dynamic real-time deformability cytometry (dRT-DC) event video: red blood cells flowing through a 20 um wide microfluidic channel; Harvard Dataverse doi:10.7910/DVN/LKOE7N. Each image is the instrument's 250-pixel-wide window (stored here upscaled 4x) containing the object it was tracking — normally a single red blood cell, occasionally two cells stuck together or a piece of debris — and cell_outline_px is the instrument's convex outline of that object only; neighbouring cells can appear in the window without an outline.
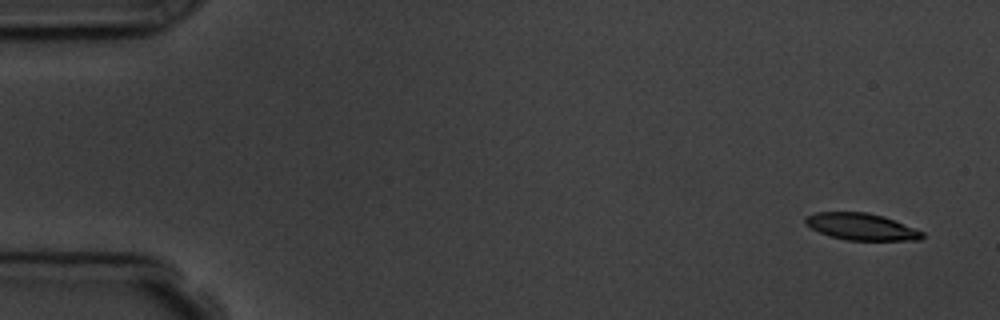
{"species": "common noctule bat (a hibernating species)", "species_latin": "Nyctalus noctula", "temperature_condition": "room temperature", "stored_images_in_passage": 6, "camera_frame_rate_fps": 3000, "um_per_image_px": 0.085, "animal": {"sex": "male", "body_mass_g": 19.5, "forearm_length_mm": 54.6}, "frame": {"image": 1, "passage_image": 1, "time_ms": 0.0, "image_size_px": [1000, 320], "cell_outline_px": [[924, 236], [920, 240], [848, 240], [828, 236], [804, 224], [804, 220], [808, 216], [816, 212], [864, 212], [884, 216], [924, 232]], "centroid_in_image_um": [73.21, 19.27], "position_along_channel_um": 11.8, "area_um2": 18.15}}
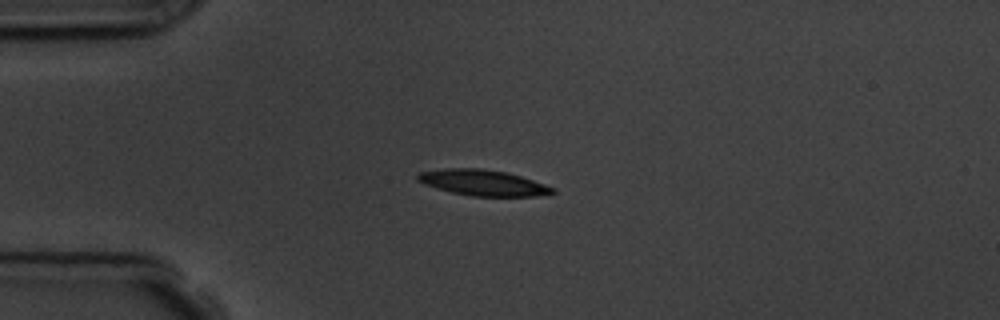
{"frame": {"image": 2, "passage_image": 4, "time_ms": 3.667, "image_size_px": [1000, 320], "cell_outline_px": [[556, 192], [536, 196], [472, 196], [452, 192], [436, 188], [424, 184], [416, 180], [416, 176], [420, 172], [444, 168], [480, 168], [504, 172], [520, 176], [556, 188]], "centroid_in_image_um": [41.03, 15.53], "position_along_channel_um": 44.0, "area_um2": 20.17}}